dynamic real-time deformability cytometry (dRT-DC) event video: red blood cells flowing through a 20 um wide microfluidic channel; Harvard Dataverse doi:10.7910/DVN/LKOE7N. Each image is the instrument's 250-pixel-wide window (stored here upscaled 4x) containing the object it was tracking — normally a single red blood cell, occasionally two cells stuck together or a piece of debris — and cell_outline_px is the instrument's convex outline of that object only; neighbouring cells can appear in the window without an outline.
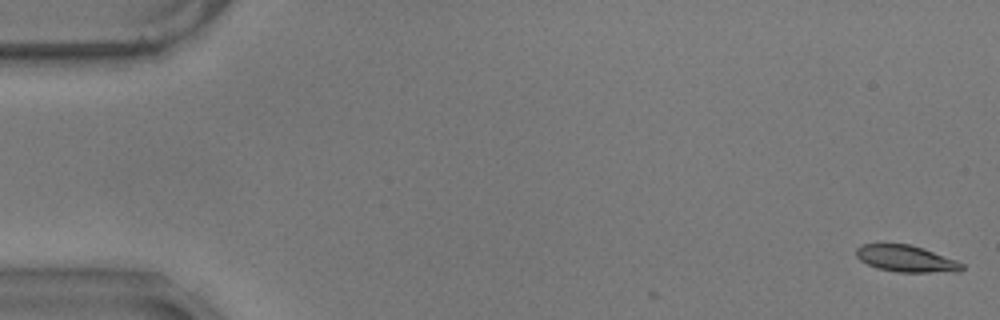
{"species": "common noctule bat (a hibernating species)", "species_latin": "Nyctalus noctula", "temperature_condition": "warm", "stored_images_in_passage": 4, "camera_frame_rate_fps": 3000, "um_per_image_px": 0.085, "animal": {"sex": "male", "body_mass_g": 17.9}, "frame": {"image": 1, "passage_image": 1, "time_ms": 0.0, "image_size_px": [1000, 320], "cell_outline_px": [[964, 268], [960, 272], [896, 272], [876, 268], [860, 260], [856, 256], [856, 248], [860, 244], [908, 244], [924, 248], [956, 260], [964, 264]], "centroid_in_image_um": [77.03, 21.99], "position_along_channel_um": 8.0, "area_um2": 16.53}}